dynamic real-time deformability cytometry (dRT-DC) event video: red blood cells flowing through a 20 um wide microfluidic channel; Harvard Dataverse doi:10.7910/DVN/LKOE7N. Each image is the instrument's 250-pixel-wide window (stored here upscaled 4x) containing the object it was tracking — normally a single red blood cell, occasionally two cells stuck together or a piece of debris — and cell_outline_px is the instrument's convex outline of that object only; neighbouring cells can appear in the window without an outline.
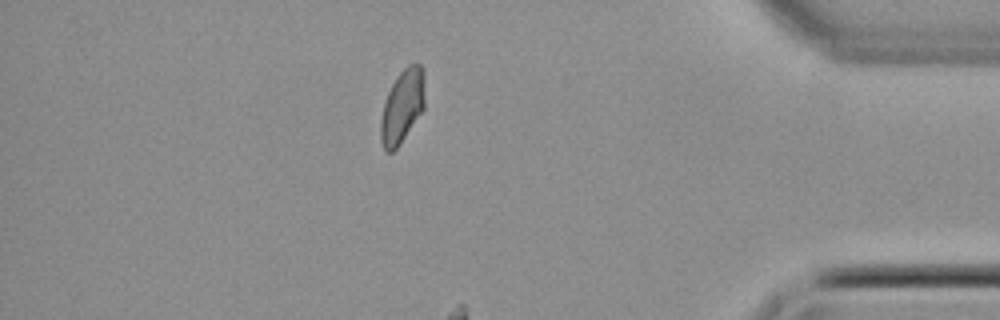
{"species": "common noctule bat (a hibernating species)", "species_latin": "Nyctalus noctula", "temperature_condition": "cold", "stored_images_in_passage": 47, "segment_of_instrument_passage": [2, 2], "camera_frame_rate_fps": 3000, "um_per_image_px": 0.085, "animal": {"sex": "female", "body_mass_g": 22.7, "forearm_length_mm": 54.2}, "frame": {"image": 1, "passage_image": 41, "time_ms": 13.333, "image_size_px": [1000, 320], "cell_outline_px": [[424, 108], [400, 144], [392, 152], [384, 152], [380, 140], [380, 120], [384, 100], [396, 76], [408, 64], [420, 64], [424, 68]], "centroid_in_image_um": [34.17, 9.04], "position_along_channel_um": 401.0, "area_um2": 19.07}}